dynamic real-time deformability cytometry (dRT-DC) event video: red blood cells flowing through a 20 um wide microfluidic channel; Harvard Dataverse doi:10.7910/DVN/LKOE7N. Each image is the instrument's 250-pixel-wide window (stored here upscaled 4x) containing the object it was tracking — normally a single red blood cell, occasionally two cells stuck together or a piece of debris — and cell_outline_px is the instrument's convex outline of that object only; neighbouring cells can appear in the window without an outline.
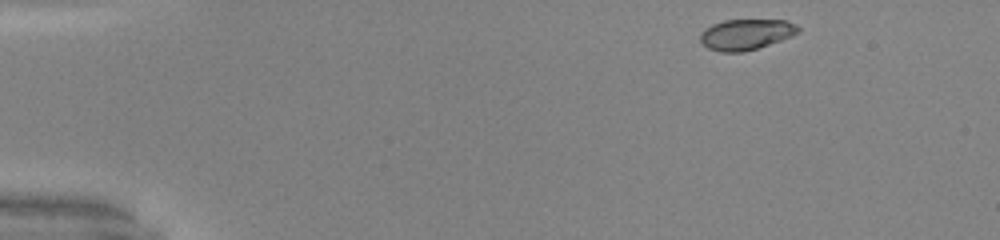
{"species": "common noctule bat (a hibernating species)", "species_latin": "Nyctalus noctula", "temperature_condition": "warm", "stored_images_in_passage": 46, "camera_frame_rate_fps": 3000, "um_per_image_px": 0.085, "animal": {"sex": "male", "body_mass_g": 20.0, "forearm_length_mm": 53.3}, "frame": {"image": 1, "passage_image": 1, "time_ms": 0.0, "image_size_px": [1000, 240], "cell_outline_px": [[800, 32], [792, 36], [744, 52], [720, 52], [708, 48], [700, 40], [700, 32], [704, 28], [712, 24], [724, 20], [784, 20], [796, 24], [800, 28]], "centroid_in_image_um": [63.4, 2.92], "position_along_channel_um": 21.6, "area_um2": 17.51}}
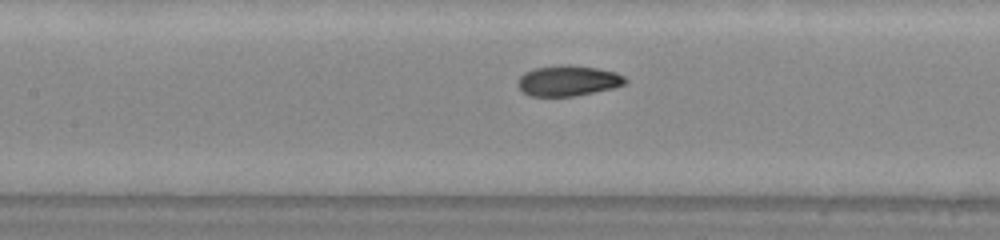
{"frame": {"image": 2, "passage_image": 19, "time_ms": 6.0, "image_size_px": [1000, 240], "cell_outline_px": [[628, 84], [612, 88], [576, 96], [528, 96], [516, 84], [520, 76], [524, 72], [536, 68], [560, 64], [568, 64], [596, 68], [616, 72], [624, 76], [628, 80]], "centroid_in_image_um": [48.3, 6.86], "position_along_channel_um": 159.1, "area_um2": 19.31}}
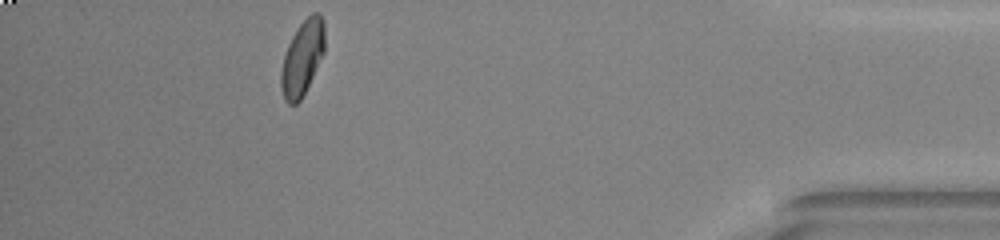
{"frame": {"image": 3, "passage_image": 41, "time_ms": 13.333, "image_size_px": [1000, 240], "cell_outline_px": [[324, 52], [300, 100], [296, 104], [288, 104], [284, 100], [280, 88], [280, 72], [284, 56], [288, 44], [296, 28], [312, 12], [320, 12], [324, 20]], "centroid_in_image_um": [25.68, 4.9], "position_along_channel_um": 409.5, "area_um2": 18.96}, "authors_computed_cell_mechanics": {"area_um2": 18.9584, "velocity_mm_per_s": 4.0718, "shape_relaxation_time_tau1_ms": 4.3982, "shape_relaxation_time_tau2_ms": 0.8186, "deformation_change_tau1": 0.1865, "deformation_change_tau2": 0.0461}}